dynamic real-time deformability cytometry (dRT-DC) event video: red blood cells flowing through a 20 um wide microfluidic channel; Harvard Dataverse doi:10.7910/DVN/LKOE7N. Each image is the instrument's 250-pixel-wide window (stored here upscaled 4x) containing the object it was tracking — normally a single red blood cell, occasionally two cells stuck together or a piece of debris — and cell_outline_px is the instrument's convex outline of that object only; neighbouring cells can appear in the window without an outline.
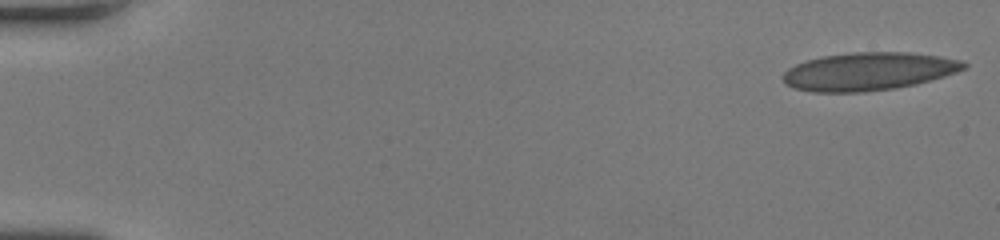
{"species": "human", "species_latin": "Homo sapiens", "temperature_condition": "room temperature", "stored_images_in_passage": 50, "camera_frame_rate_fps": 3000, "um_per_image_px": 0.085, "donor": {"sex": "female"}, "frame": {"image": 1, "passage_image": 1, "time_ms": 0.0, "image_size_px": [1000, 240], "cell_outline_px": [[968, 68], [944, 76], [916, 84], [896, 88], [864, 92], [812, 92], [792, 88], [784, 84], [784, 72], [788, 68], [796, 64], [808, 60], [824, 56], [856, 52], [908, 52], [940, 56], [960, 60], [968, 64]], "centroid_in_image_um": [73.84, 6.08], "position_along_channel_um": 11.2, "area_um2": 40.06}}
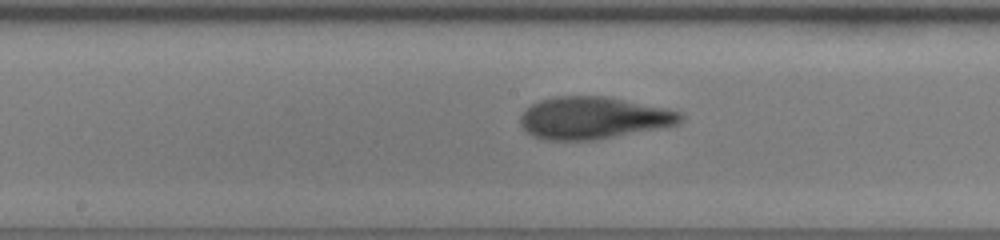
{"frame": {"image": 2, "passage_image": 27, "time_ms": 8.667, "image_size_px": [1000, 240], "cell_outline_px": [[684, 120], [680, 124], [660, 128], [592, 140], [540, 140], [524, 132], [520, 124], [520, 116], [532, 104], [540, 100], [552, 96], [604, 96], [668, 108], [680, 112], [684, 116]], "centroid_in_image_um": [50.42, 10.03], "position_along_channel_um": 197.8, "area_um2": 39.59}}
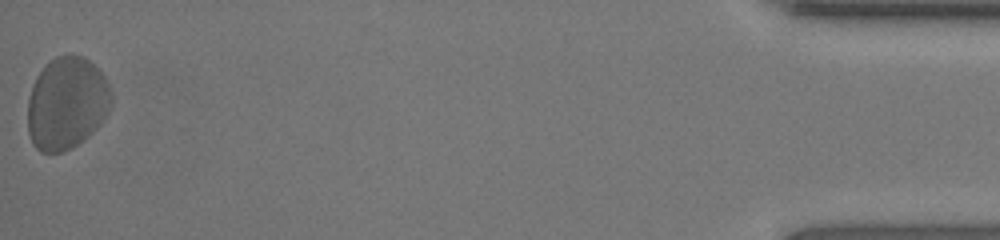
{"frame": {"image": 3, "passage_image": 50, "time_ms": 16.333, "image_size_px": [1000, 240], "cell_outline_px": [[112, 104], [104, 120], [88, 136], [72, 148], [60, 152], [40, 152], [32, 144], [28, 132], [28, 100], [32, 84], [36, 76], [56, 56], [68, 52], [84, 56], [104, 76], [108, 84], [112, 100]], "centroid_in_image_um": [5.66, 8.77], "position_along_channel_um": 429.5, "area_um2": 45.26}, "authors_computed_cell_mechanics": {"area_um2": 39.9398, "velocity_mm_per_s": 4.175, "shape_relaxation_time_tau1_ms": 4.2756, "shape_relaxation_time_tau2_ms": 0.7287, "deformation_change_tau1": 0.1331, "deformation_change_tau2": 0.0444}}